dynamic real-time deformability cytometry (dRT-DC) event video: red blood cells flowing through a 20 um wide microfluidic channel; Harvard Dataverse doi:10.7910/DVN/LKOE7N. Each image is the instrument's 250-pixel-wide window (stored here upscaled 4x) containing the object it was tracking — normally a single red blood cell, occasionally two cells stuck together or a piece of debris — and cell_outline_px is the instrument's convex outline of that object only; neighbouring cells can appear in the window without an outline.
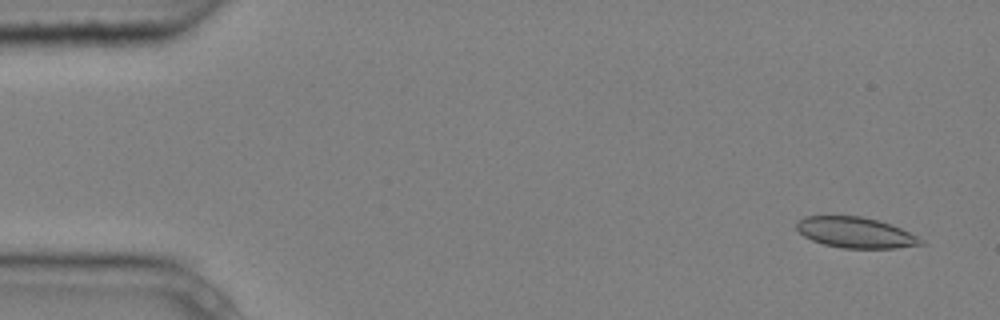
{"species": "common noctule bat (a hibernating species)", "species_latin": "Nyctalus noctula", "temperature_condition": "cold", "stored_images_in_passage": 5, "camera_frame_rate_fps": 3000, "um_per_image_px": 0.085, "animal": {"sex": "male", "body_mass_g": 20.4}, "frame": {"image": 1, "passage_image": 1, "time_ms": 0.0, "image_size_px": [1000, 320], "cell_outline_px": [[924, 244], [896, 248], [844, 248], [824, 244], [812, 240], [804, 236], [796, 228], [796, 224], [804, 216], [860, 216], [892, 224], [924, 240]], "centroid_in_image_um": [72.72, 19.77], "position_along_channel_um": 12.3, "area_um2": 22.02}}
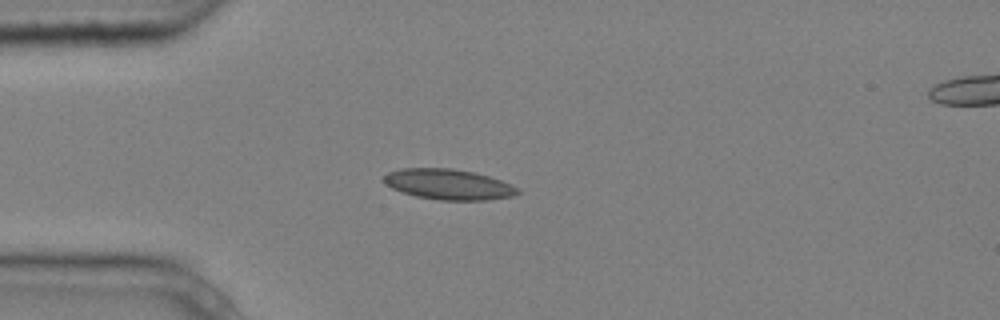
{"frame": {"image": 2, "passage_image": 4, "time_ms": 1.0, "image_size_px": [1000, 320], "cell_outline_px": [[520, 192], [512, 196], [488, 200], [440, 200], [416, 196], [392, 188], [384, 184], [384, 176], [388, 172], [400, 168], [452, 168], [476, 172], [500, 180], [520, 188]], "centroid_in_image_um": [38.13, 15.66], "position_along_channel_um": 46.9, "area_um2": 23.81}}